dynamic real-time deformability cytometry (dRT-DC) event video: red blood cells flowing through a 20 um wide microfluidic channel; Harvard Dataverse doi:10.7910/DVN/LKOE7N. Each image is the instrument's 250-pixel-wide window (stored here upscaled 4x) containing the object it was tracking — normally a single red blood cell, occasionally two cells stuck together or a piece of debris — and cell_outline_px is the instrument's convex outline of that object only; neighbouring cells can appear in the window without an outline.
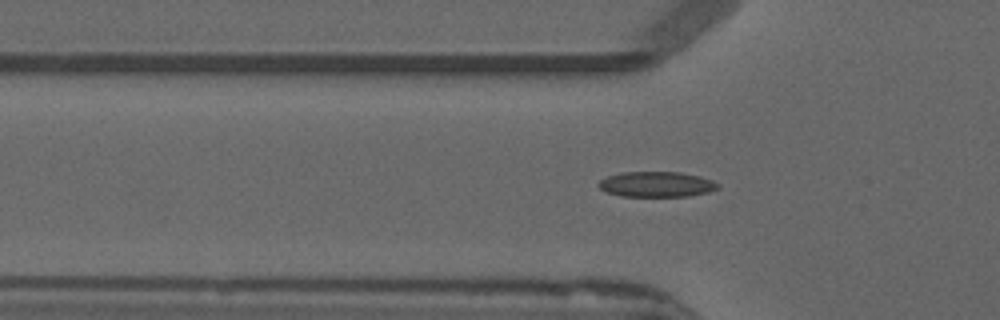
{"species": "common noctule bat (a hibernating species)", "species_latin": "Nyctalus noctula", "temperature_condition": "warm", "stored_images_in_passage": 38, "camera_frame_rate_fps": 3000, "um_per_image_px": 0.085, "animal": {"sex": "male", "forearm_length_mm": 52.5}, "frame": {"image": 1, "passage_image": 5, "time_ms": 1.333, "image_size_px": [1000, 320], "cell_outline_px": [[720, 188], [708, 192], [688, 196], [620, 196], [604, 192], [596, 184], [600, 180], [608, 176], [620, 172], [680, 172], [700, 176], [712, 180], [720, 184]], "centroid_in_image_um": [55.79, 15.66], "position_along_channel_um": 70.0, "area_um2": 17.8}}
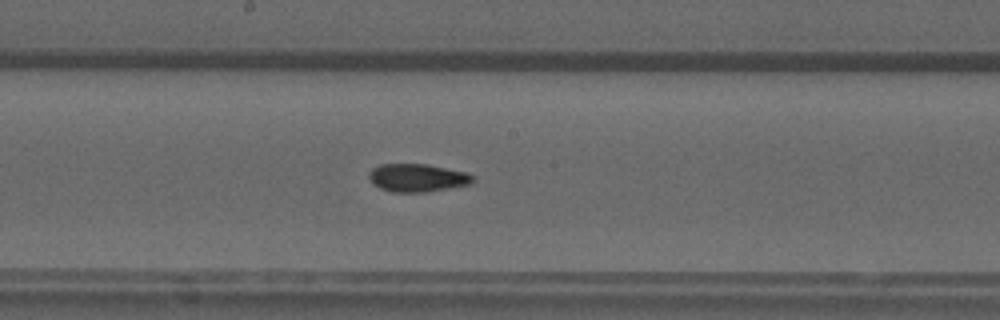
{"frame": {"image": 2, "passage_image": 16, "time_ms": 5.0, "image_size_px": [1000, 320], "cell_outline_px": [[476, 180], [472, 184], [428, 192], [392, 192], [380, 188], [368, 176], [368, 172], [372, 168], [380, 164], [428, 164], [468, 172], [476, 176]], "centroid_in_image_um": [35.56, 15.11], "position_along_channel_um": 212.6, "area_um2": 17.22}}
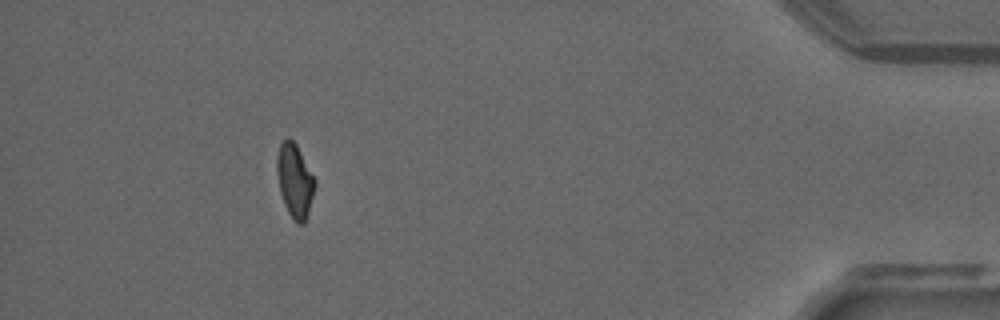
{"frame": {"image": 3, "passage_image": 36, "time_ms": 11.667, "image_size_px": [1000, 320], "cell_outline_px": [[316, 184], [308, 212], [304, 224], [296, 224], [288, 212], [284, 204], [280, 192], [276, 172], [276, 156], [280, 144], [288, 136], [296, 144], [316, 180]], "centroid_in_image_um": [25.04, 15.35], "position_along_channel_um": 410.2, "area_um2": 16.36}}